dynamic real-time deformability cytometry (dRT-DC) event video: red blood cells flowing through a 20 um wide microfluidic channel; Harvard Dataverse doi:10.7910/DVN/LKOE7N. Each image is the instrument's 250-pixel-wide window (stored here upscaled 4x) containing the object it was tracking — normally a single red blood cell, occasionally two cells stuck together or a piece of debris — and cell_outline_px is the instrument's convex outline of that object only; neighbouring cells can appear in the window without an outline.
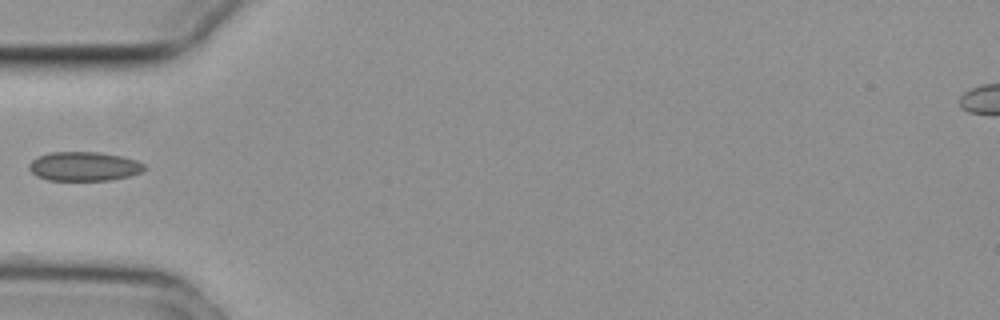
{"species": "common noctule bat (a hibernating species)", "species_latin": "Nyctalus noctula", "temperature_condition": "cold", "stored_images_in_passage": 38, "camera_frame_rate_fps": 3000, "um_per_image_px": 0.085, "animal": {"sex": "female", "body_mass_g": 29.2, "forearm_length_mm": 56.3}, "frame": {"image": 1, "passage_image": 1, "time_ms": 0.0, "image_size_px": [1000, 320], "cell_outline_px": [[148, 168], [140, 172], [128, 176], [112, 180], [48, 180], [36, 176], [28, 168], [28, 164], [32, 160], [48, 152], [100, 152], [120, 156], [136, 160], [144, 164]], "centroid_in_image_um": [7.14, 14.14], "position_along_channel_um": 77.9, "area_um2": 19.59}}
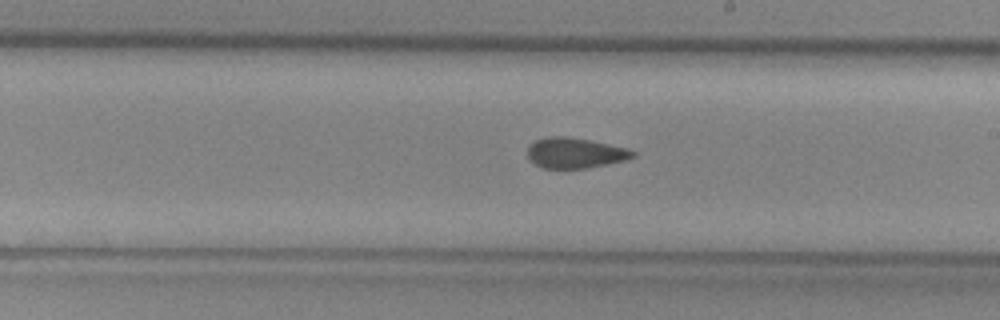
{"frame": {"image": 2, "passage_image": 14, "time_ms": 4.333, "image_size_px": [1000, 320], "cell_outline_px": [[636, 156], [628, 160], [588, 168], [544, 168], [528, 160], [528, 144], [536, 140], [548, 136], [568, 136], [592, 140], [628, 148], [636, 152]], "centroid_in_image_um": [48.91, 12.99], "position_along_channel_um": 240.1, "area_um2": 19.02}}
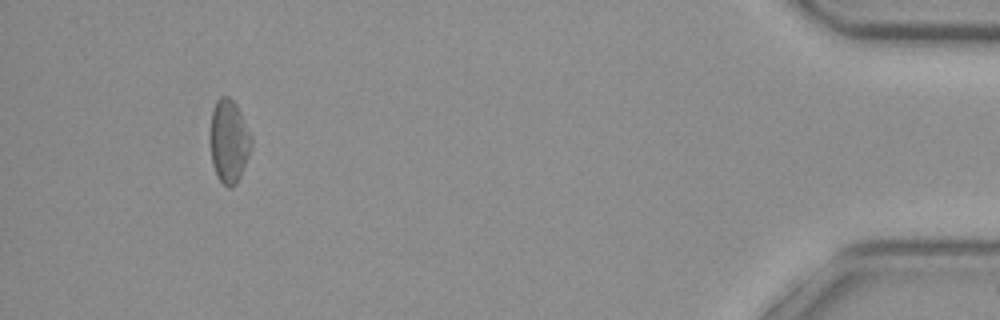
{"frame": {"image": 3, "passage_image": 34, "time_ms": 11.0, "image_size_px": [1000, 320], "cell_outline_px": [[252, 144], [248, 156], [240, 176], [236, 184], [232, 188], [228, 188], [216, 176], [212, 164], [208, 140], [208, 132], [212, 108], [216, 100], [220, 96], [228, 96], [236, 104], [252, 136]], "centroid_in_image_um": [19.41, 11.99], "position_along_channel_um": 415.8, "area_um2": 20.52}}